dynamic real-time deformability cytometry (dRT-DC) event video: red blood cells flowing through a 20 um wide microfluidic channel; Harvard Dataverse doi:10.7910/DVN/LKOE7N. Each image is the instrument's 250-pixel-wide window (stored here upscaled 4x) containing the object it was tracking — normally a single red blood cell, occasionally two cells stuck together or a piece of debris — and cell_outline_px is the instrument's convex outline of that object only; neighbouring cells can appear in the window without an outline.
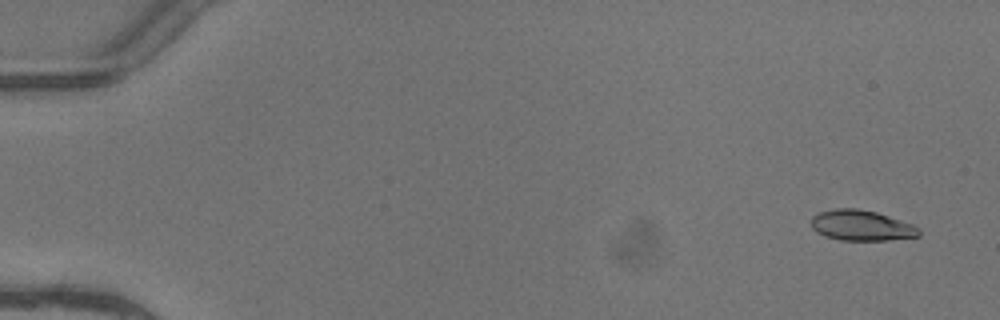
{"species": "common noctule bat (a hibernating species)", "species_latin": "Nyctalus noctula", "temperature_condition": "warm", "stored_images_in_passage": 5, "camera_frame_rate_fps": 3000, "um_per_image_px": 0.085, "animal": {"sex": "female"}, "frame": {"image": 1, "passage_image": 1, "time_ms": 0.0, "image_size_px": [1000, 320], "cell_outline_px": [[920, 236], [888, 240], [840, 240], [824, 236], [816, 232], [812, 228], [812, 216], [820, 212], [836, 208], [856, 208], [876, 212], [912, 224], [920, 228]], "centroid_in_image_um": [73.22, 19.17], "position_along_channel_um": 11.8, "area_um2": 19.13}}
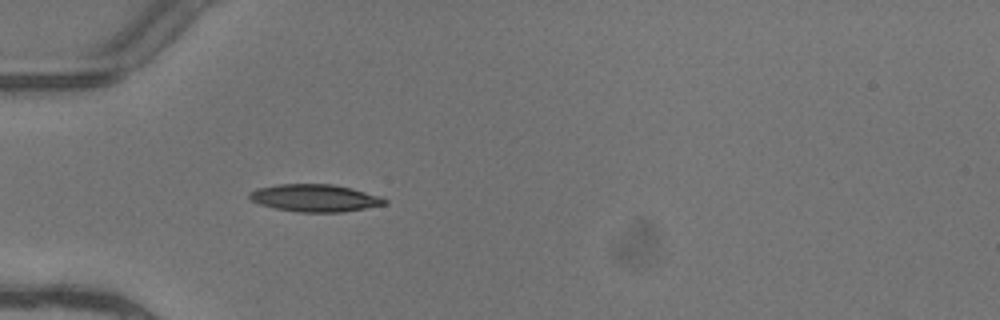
{"frame": {"image": 2, "passage_image": 5, "time_ms": 1.333, "image_size_px": [1000, 320], "cell_outline_px": [[388, 204], [344, 212], [300, 212], [276, 208], [260, 204], [252, 200], [248, 196], [248, 192], [256, 188], [276, 184], [332, 184], [352, 188], [380, 196], [388, 200]], "centroid_in_image_um": [26.78, 16.82], "position_along_channel_um": 58.2, "area_um2": 21.68}}